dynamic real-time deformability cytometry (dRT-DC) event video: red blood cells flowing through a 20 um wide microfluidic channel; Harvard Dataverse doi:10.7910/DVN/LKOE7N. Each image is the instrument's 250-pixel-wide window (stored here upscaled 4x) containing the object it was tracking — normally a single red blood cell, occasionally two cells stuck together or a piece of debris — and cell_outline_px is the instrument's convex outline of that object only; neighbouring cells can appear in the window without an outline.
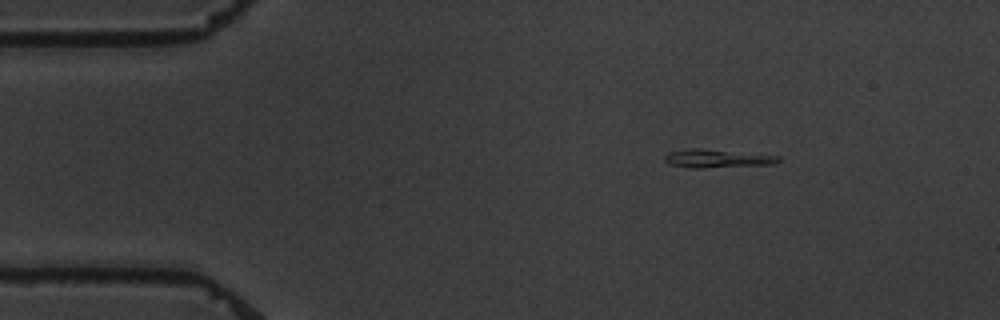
{"species": "common noctule bat (a hibernating species)", "species_latin": "Nyctalus noctula", "temperature_condition": "warm", "stored_images_in_passage": 5, "camera_frame_rate_fps": 3000, "um_per_image_px": 0.085, "animal": {"sex": "male", "body_mass_g": 19.5, "forearm_length_mm": 54.6}, "frame": {"image": 1, "passage_image": 5, "time_ms": 5.667, "image_size_px": [1000, 320], "cell_outline_px": [[780, 160], [772, 164], [700, 168], [688, 168], [668, 164], [664, 160], [664, 156], [668, 152], [688, 148], [704, 148], [780, 156]], "centroid_in_image_um": [60.88, 13.46], "position_along_channel_um": 24.1, "area_um2": 12.25}}